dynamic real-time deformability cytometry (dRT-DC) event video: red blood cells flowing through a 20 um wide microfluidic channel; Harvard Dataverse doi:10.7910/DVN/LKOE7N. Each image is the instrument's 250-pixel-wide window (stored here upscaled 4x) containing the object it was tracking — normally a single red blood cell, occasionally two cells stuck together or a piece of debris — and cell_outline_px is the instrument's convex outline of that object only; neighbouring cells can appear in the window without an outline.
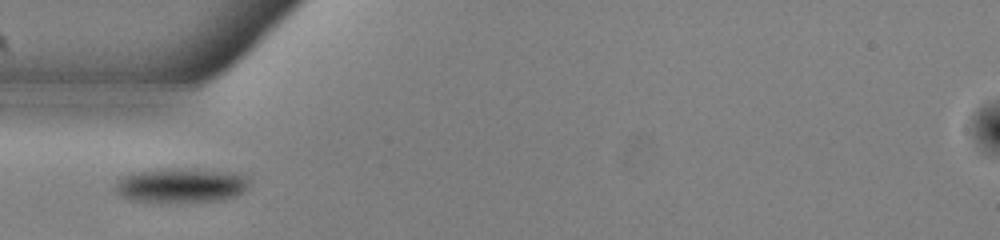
{"species": "common noctule bat (a hibernating species)", "species_latin": "Nyctalus noctula", "temperature_condition": "warm", "stored_images_in_passage": 38, "camera_frame_rate_fps": 3000, "um_per_image_px": 0.085, "animal": {"sex": "male", "body_mass_g": 13.0, "forearm_length_mm": 53.1}, "frame": {"image": 1, "passage_image": 1, "time_ms": 0.0, "image_size_px": [1000, 240], "cell_outline_px": [[248, 188], [244, 192], [236, 196], [216, 200], [128, 200], [120, 196], [112, 188], [112, 184], [120, 176], [128, 172], [148, 168], [200, 168], [240, 172], [248, 176]], "centroid_in_image_um": [15.33, 15.67], "position_along_channel_um": 69.7, "area_um2": 27.69}}
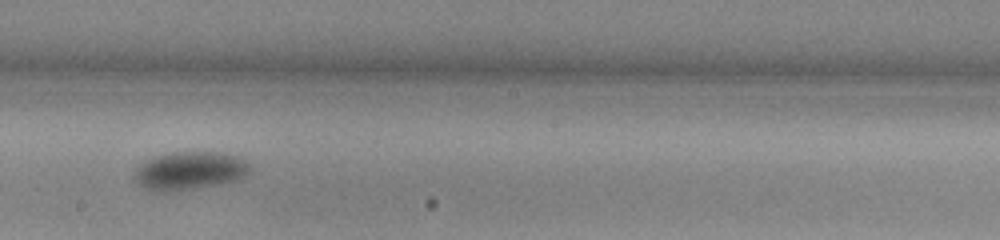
{"frame": {"image": 2, "passage_image": 14, "time_ms": 4.333, "image_size_px": [1000, 240], "cell_outline_px": [[252, 172], [240, 180], [224, 184], [168, 192], [152, 192], [136, 184], [132, 180], [132, 172], [144, 160], [152, 156], [168, 152], [220, 152], [244, 156], [252, 164]], "centroid_in_image_um": [16.15, 14.51], "position_along_channel_um": 232.1, "area_um2": 27.17}}
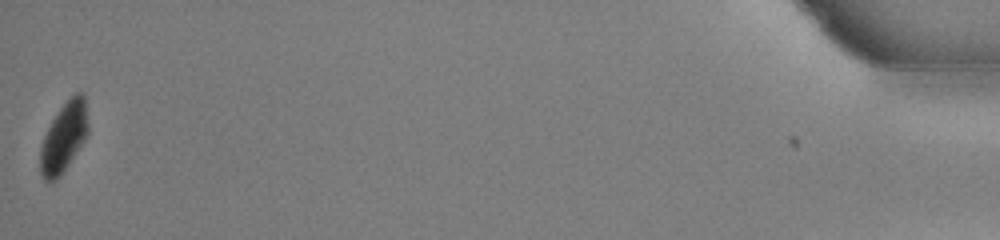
{"frame": {"image": 3, "passage_image": 38, "time_ms": 12.333, "image_size_px": [1000, 240], "cell_outline_px": [[88, 132], [68, 164], [60, 176], [56, 180], [44, 180], [40, 176], [40, 148], [44, 136], [52, 120], [60, 108], [76, 92], [84, 92], [88, 124]], "centroid_in_image_um": [5.41, 11.66], "position_along_channel_um": 429.8, "area_um2": 19.02}, "authors_computed_cell_mechanics": {"area_um2": 27.3972, "velocity_mm_per_s": 3.7527, "shape_relaxation_time_tau1_ms": 3.5049, "shape_relaxation_time_tau2_ms": null, "deformation_change_tau1": 0.0902, "deformation_change_tau2": null}}